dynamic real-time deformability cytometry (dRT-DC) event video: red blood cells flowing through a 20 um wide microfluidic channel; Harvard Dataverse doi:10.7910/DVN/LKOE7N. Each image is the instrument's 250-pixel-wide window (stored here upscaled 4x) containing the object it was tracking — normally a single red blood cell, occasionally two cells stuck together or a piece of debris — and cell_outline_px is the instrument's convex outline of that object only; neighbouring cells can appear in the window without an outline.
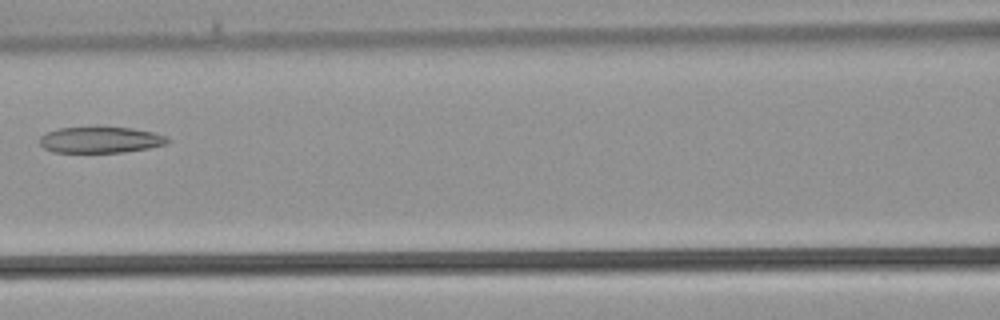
{"species": "common noctule bat (a hibernating species)", "species_latin": "Nyctalus noctula", "temperature_condition": "warm", "stored_images_in_passage": 30, "camera_frame_rate_fps": 3000, "um_per_image_px": 0.085, "animal": {"sex": "male", "body_mass_g": 21.5, "forearm_length_mm": 52.0}, "frame": {"image": 1, "passage_image": 11, "time_ms": 3.333, "image_size_px": [1000, 320], "cell_outline_px": [[172, 140], [168, 144], [148, 148], [124, 152], [52, 152], [44, 148], [40, 144], [40, 136], [48, 132], [60, 128], [132, 128], [152, 132], [168, 136]], "centroid_in_image_um": [8.59, 11.9], "position_along_channel_um": 158.0, "area_um2": 19.31}}
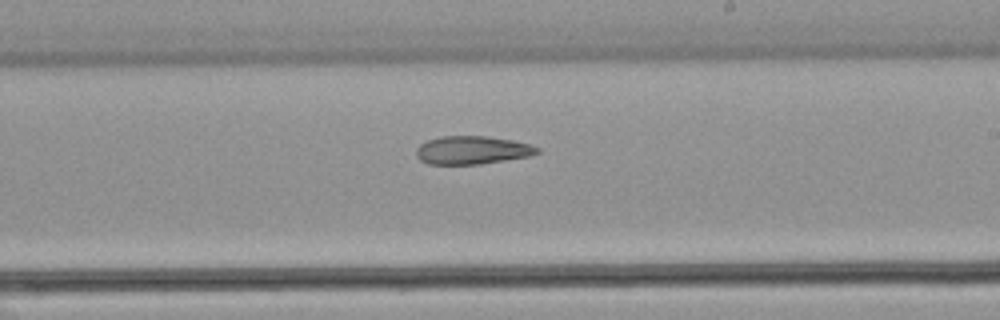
{"frame": {"image": 2, "passage_image": 16, "time_ms": 5.0, "image_size_px": [1000, 320], "cell_outline_px": [[540, 152], [528, 156], [480, 164], [428, 164], [420, 160], [416, 156], [416, 148], [420, 144], [428, 140], [440, 136], [484, 136], [512, 140], [528, 144], [540, 148]], "centroid_in_image_um": [40.1, 12.76], "position_along_channel_um": 248.9, "area_um2": 19.77}}
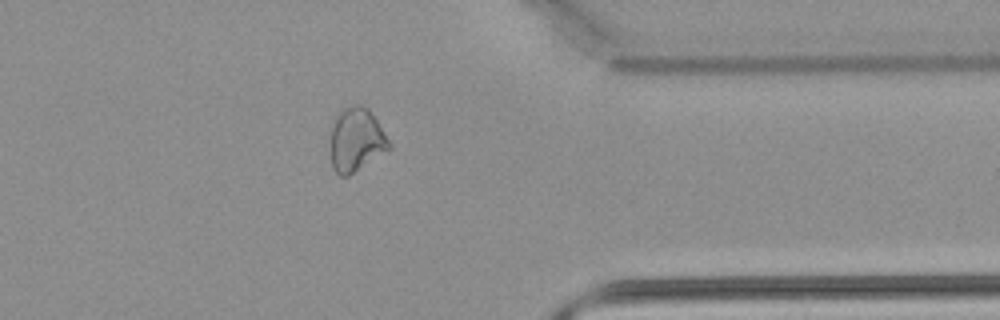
{"frame": {"image": 3, "passage_image": 24, "time_ms": 7.667, "image_size_px": [1000, 320], "cell_outline_px": [[392, 148], [348, 176], [340, 176], [332, 168], [332, 124], [336, 116], [344, 108], [356, 104], [360, 104], [368, 108], [392, 144]], "centroid_in_image_um": [30.31, 11.89], "position_along_channel_um": 381.1, "area_um2": 21.5}}